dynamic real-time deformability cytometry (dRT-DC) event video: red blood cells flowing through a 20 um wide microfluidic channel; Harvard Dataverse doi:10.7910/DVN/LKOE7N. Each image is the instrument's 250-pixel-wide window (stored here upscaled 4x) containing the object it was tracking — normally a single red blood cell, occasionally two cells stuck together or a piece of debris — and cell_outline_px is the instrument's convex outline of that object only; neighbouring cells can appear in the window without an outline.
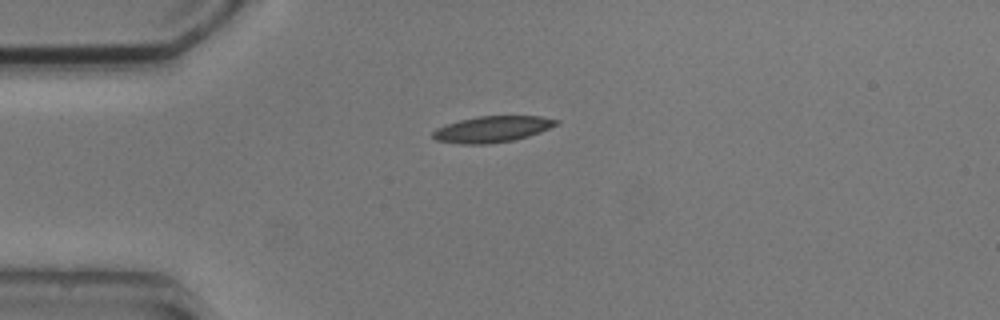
{"species": "common noctule bat (a hibernating species)", "species_latin": "Nyctalus noctula", "temperature_condition": "cold", "stored_images_in_passage": 4, "camera_frame_rate_fps": 3000, "um_per_image_px": 0.085, "animal": {"sex": "male", "body_mass_g": 20.5, "forearm_length_mm": 52.5}, "frame": {"image": 1, "passage_image": 1, "time_ms": 0.0, "image_size_px": [1000, 320], "cell_outline_px": [[560, 120], [556, 124], [540, 132], [528, 136], [512, 140], [488, 144], [460, 144], [436, 140], [432, 136], [432, 132], [436, 128], [460, 120], [476, 116], [540, 116]], "centroid_in_image_um": [41.81, 10.98], "position_along_channel_um": 43.2, "area_um2": 18.67}}